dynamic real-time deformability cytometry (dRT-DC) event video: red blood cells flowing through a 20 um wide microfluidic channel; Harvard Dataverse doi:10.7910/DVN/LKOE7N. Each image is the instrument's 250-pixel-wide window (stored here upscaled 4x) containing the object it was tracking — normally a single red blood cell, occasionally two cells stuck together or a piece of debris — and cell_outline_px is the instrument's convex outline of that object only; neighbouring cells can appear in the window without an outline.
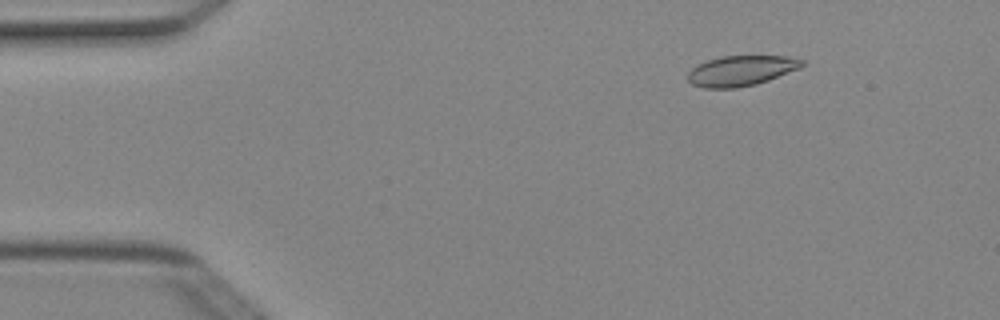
{"species": "Egyptian fruit bat (a non-hibernating species)", "species_latin": "Rousettus aegyptiacus", "temperature_condition": "cold", "stored_images_in_passage": 4, "camera_frame_rate_fps": 3000, "um_per_image_px": 0.085, "animal": {"sex": "female"}, "frame": {"image": 1, "passage_image": 2, "time_ms": 0.333, "image_size_px": [1000, 320], "cell_outline_px": [[804, 64], [800, 68], [768, 80], [756, 84], [736, 88], [704, 88], [692, 84], [688, 80], [688, 72], [692, 68], [708, 60], [720, 56], [784, 56], [804, 60]], "centroid_in_image_um": [62.99, 6.01], "position_along_channel_um": 22.0, "area_um2": 20.0}}